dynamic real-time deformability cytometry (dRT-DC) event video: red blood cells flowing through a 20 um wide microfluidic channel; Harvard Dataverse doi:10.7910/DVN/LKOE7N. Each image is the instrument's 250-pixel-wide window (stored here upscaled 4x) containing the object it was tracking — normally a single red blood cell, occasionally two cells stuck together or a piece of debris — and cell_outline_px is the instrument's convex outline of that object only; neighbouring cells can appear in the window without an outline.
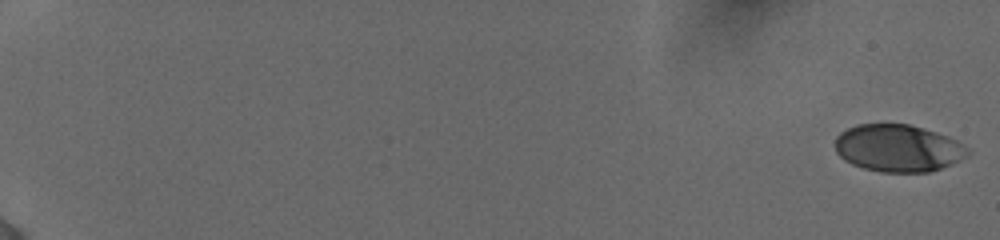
{"species": "human", "species_latin": "Homo sapiens", "temperature_condition": "cold", "stored_images_in_passage": 56, "camera_frame_rate_fps": 3000, "um_per_image_px": 0.085, "donor": {"sex": "female"}, "frame": {"image": 1, "passage_image": 1, "time_ms": 0.0, "image_size_px": [1000, 240], "cell_outline_px": [[972, 152], [968, 156], [960, 160], [940, 168], [928, 172], [880, 172], [864, 168], [852, 164], [844, 160], [836, 152], [836, 136], [840, 132], [856, 124], [908, 124], [924, 128], [948, 136], [956, 140], [968, 148]], "centroid_in_image_um": [76.34, 12.59], "position_along_channel_um": 8.7, "area_um2": 36.59}}
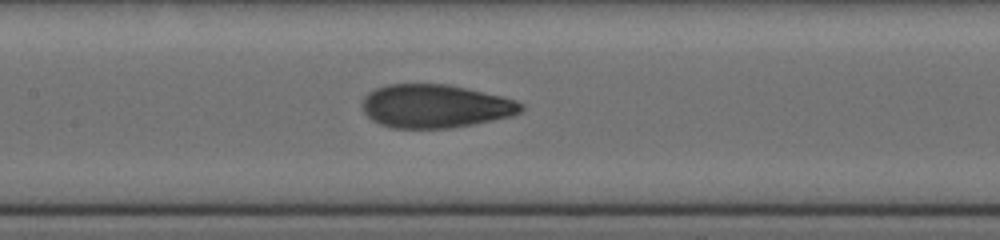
{"frame": {"image": 2, "passage_image": 31, "time_ms": 10.0, "image_size_px": [1000, 240], "cell_outline_px": [[524, 108], [520, 112], [512, 116], [472, 124], [448, 128], [392, 128], [380, 124], [372, 120], [364, 112], [364, 96], [368, 92], [376, 88], [388, 84], [448, 84], [500, 96], [516, 100], [524, 104]], "centroid_in_image_um": [37.0, 9.02], "position_along_channel_um": 170.4, "area_um2": 39.94}}
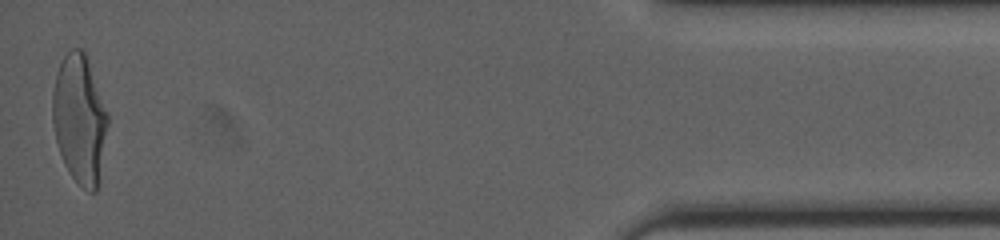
{"frame": {"image": 3, "passage_image": 56, "time_ms": 18.333, "image_size_px": [1000, 240], "cell_outline_px": [[108, 124], [100, 180], [96, 192], [88, 192], [68, 172], [64, 164], [56, 140], [52, 120], [52, 92], [56, 76], [60, 64], [64, 56], [72, 48], [80, 48], [84, 52], [108, 112]], "centroid_in_image_um": [6.77, 10.17], "position_along_channel_um": 428.4, "area_um2": 41.33}, "authors_computed_cell_mechanics": {"area_um2": 39.3907, "velocity_mm_per_s": 3.8762, "shape_relaxation_time_tau1_ms": 4.3685, "shape_relaxation_time_tau2_ms": 0.8951, "deformation_change_tau1": 0.2085, "deformation_change_tau2": 0.0625}}